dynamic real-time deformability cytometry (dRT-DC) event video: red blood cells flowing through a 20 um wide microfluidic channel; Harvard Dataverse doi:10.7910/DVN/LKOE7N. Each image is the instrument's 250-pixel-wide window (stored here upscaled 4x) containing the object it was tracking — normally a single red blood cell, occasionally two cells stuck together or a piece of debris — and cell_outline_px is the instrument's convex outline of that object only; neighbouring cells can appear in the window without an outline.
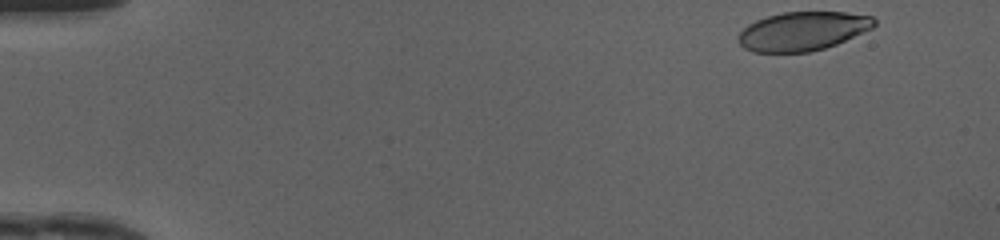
{"species": "human", "species_latin": "Homo sapiens", "temperature_condition": "cold", "stored_images_in_passage": 40, "camera_frame_rate_fps": 3000, "um_per_image_px": 0.085, "donor": {"sex": "female"}, "frame": {"image": 1, "passage_image": 1, "time_ms": 0.0, "image_size_px": [1000, 240], "cell_outline_px": [[876, 24], [872, 28], [836, 44], [824, 48], [808, 52], [752, 52], [744, 48], [736, 40], [740, 32], [748, 24], [756, 20], [768, 16], [784, 12], [844, 12], [872, 16], [876, 20]], "centroid_in_image_um": [68.21, 2.65], "position_along_channel_um": 16.8, "area_um2": 30.69}}
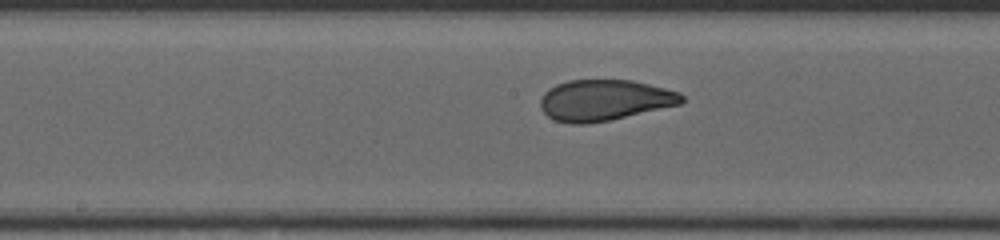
{"frame": {"image": 2, "passage_image": 23, "time_ms": 7.333, "image_size_px": [1000, 240], "cell_outline_px": [[684, 100], [680, 104], [608, 120], [588, 124], [568, 124], [552, 120], [540, 108], [540, 100], [544, 92], [548, 88], [556, 84], [568, 80], [632, 80], [680, 92], [684, 96]], "centroid_in_image_um": [51.33, 8.52], "position_along_channel_um": 196.9, "area_um2": 33.76}}
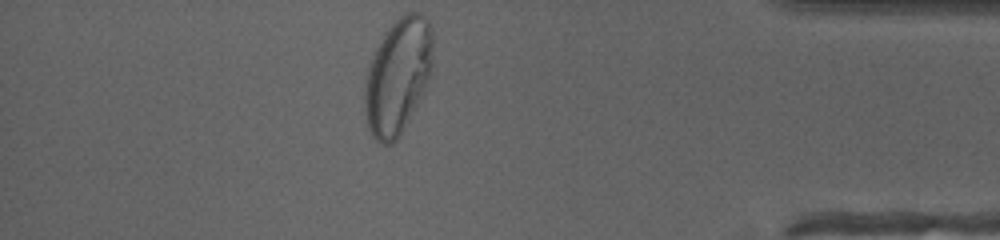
{"frame": {"image": 3, "passage_image": 40, "time_ms": 13.0, "image_size_px": [1000, 240], "cell_outline_px": [[432, 64], [428, 80], [424, 92], [400, 136], [392, 144], [380, 144], [372, 136], [368, 128], [364, 108], [364, 88], [368, 64], [384, 32], [404, 12], [420, 12], [428, 20], [432, 28]], "centroid_in_image_um": [33.81, 6.47], "position_along_channel_um": 401.4, "area_um2": 46.3}, "authors_computed_cell_mechanics": {"area_um2": 33.7552, "velocity_mm_per_s": 4.1797, "shape_relaxation_time_tau1_ms": 4.5496, "shape_relaxation_time_tau2_ms": null, "deformation_change_tau1": 0.1875, "deformation_change_tau2": null}}